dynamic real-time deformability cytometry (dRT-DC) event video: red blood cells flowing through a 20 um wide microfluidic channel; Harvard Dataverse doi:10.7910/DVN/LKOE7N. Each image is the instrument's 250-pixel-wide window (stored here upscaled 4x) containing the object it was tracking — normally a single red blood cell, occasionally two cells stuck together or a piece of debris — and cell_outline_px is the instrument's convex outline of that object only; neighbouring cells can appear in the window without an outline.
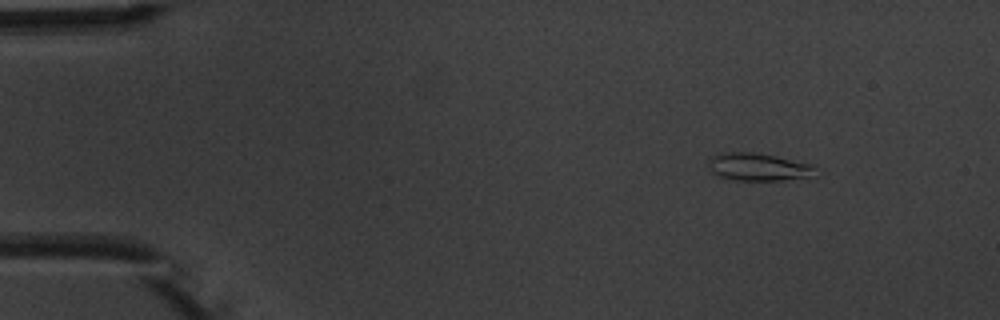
{"species": "common noctule bat (a hibernating species)", "species_latin": "Nyctalus noctula", "temperature_condition": "warm", "stored_images_in_passage": 8, "camera_frame_rate_fps": 3000, "um_per_image_px": 0.085, "animal": {"sex": "male", "body_mass_g": 20.1, "forearm_length_mm": 53.5}, "frame": {"image": 1, "passage_image": 2, "time_ms": 1.0, "image_size_px": [1000, 320], "cell_outline_px": [[820, 176], [784, 180], [736, 180], [720, 176], [712, 172], [708, 164], [708, 160], [712, 156], [720, 152], [756, 152], [776, 156], [812, 164], [816, 168]], "centroid_in_image_um": [64.53, 14.19], "position_along_channel_um": 20.5, "area_um2": 17.57}}
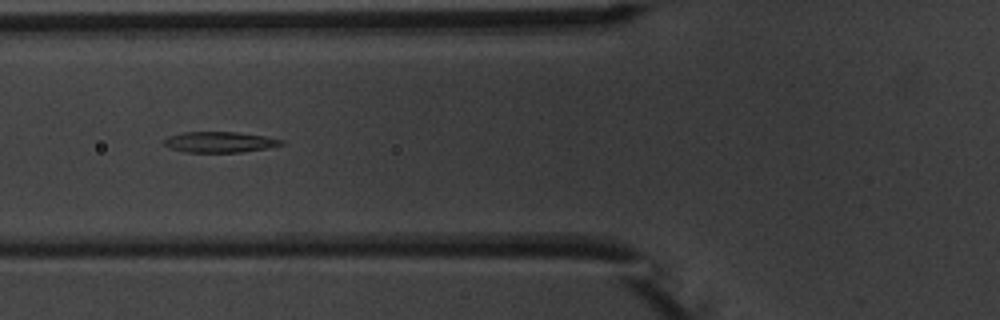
{"frame": {"image": 2, "passage_image": 6, "time_ms": 5.667, "image_size_px": [1000, 320], "cell_outline_px": [[284, 144], [268, 148], [244, 152], [184, 152], [168, 148], [164, 144], [164, 140], [168, 136], [184, 132], [236, 132], [264, 136], [284, 140]], "centroid_in_image_um": [18.67, 12.08], "position_along_channel_um": 107.1, "area_um2": 14.22}}
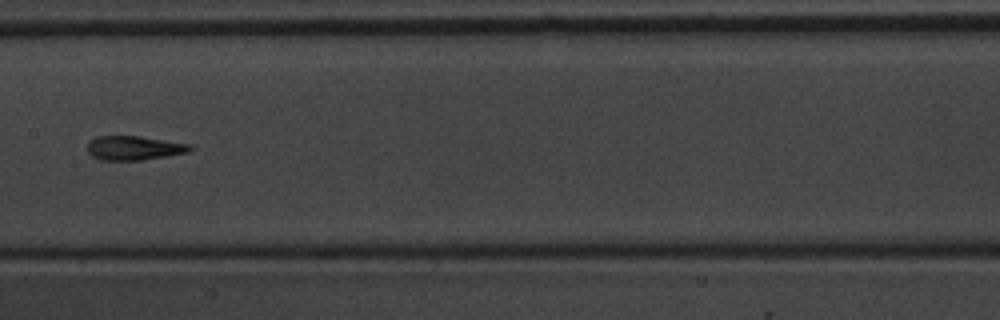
{"frame": {"image": 3, "passage_image": 8, "time_ms": 8.0, "image_size_px": [1000, 320], "cell_outline_px": [[196, 148], [188, 152], [144, 160], [100, 160], [92, 156], [88, 152], [88, 140], [96, 136], [140, 136], [188, 144]], "centroid_in_image_um": [11.37, 12.58], "position_along_channel_um": 196.0, "area_um2": 14.51}}